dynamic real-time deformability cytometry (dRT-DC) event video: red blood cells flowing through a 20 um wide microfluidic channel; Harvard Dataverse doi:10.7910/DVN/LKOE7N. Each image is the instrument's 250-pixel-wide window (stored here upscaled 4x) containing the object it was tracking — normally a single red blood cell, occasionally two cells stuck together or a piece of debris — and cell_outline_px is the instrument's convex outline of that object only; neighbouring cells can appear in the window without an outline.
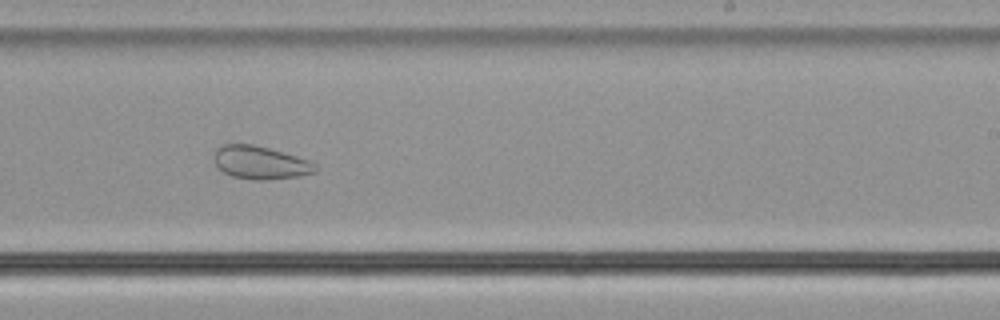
{"species": "common noctule bat (a hibernating species)", "species_latin": "Nyctalus noctula", "temperature_condition": "cold", "stored_images_in_passage": 51, "camera_frame_rate_fps": 3000, "um_per_image_px": 0.085, "animal": {"sex": "male", "body_mass_g": 21.5, "forearm_length_mm": 52.0}, "frame": {"image": 1, "passage_image": 30, "time_ms": 9.667, "image_size_px": [1000, 320], "cell_outline_px": [[320, 168], [316, 172], [300, 176], [268, 180], [256, 180], [232, 176], [224, 172], [216, 164], [212, 156], [216, 148], [224, 144], [252, 144], [268, 148], [296, 156], [308, 160], [316, 164]], "centroid_in_image_um": [22.14, 13.82], "position_along_channel_um": 266.9, "area_um2": 19.59}}
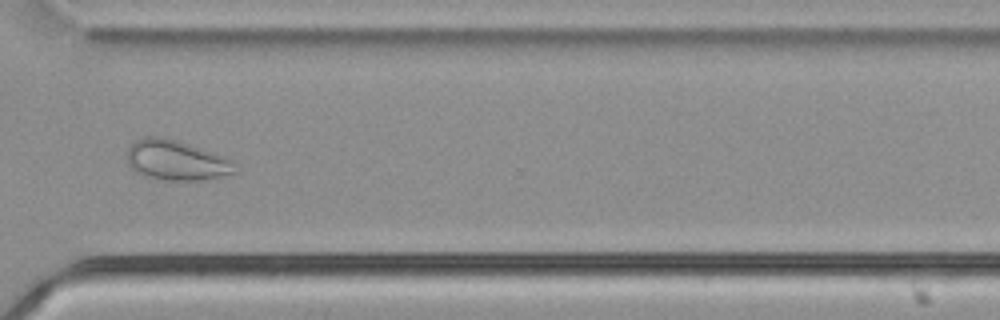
{"frame": {"image": 2, "passage_image": 37, "time_ms": 12.0, "image_size_px": [1000, 320], "cell_outline_px": [[236, 172], [204, 180], [164, 180], [140, 176], [132, 172], [128, 164], [128, 148], [136, 140], [144, 136], [160, 136], [180, 140], [224, 156], [232, 160]], "centroid_in_image_um": [14.93, 13.62], "position_along_channel_um": 355.7, "area_um2": 25.55}, "authors_computed_cell_mechanics": {"area_um2": 29.189, "velocity_mm_per_s": 3.7672, "shape_relaxation_time_tau1_ms": null, "shape_relaxation_time_tau2_ms": 1.7736, "deformation_change_tau1": null, "deformation_change_tau2": 0.0722}}